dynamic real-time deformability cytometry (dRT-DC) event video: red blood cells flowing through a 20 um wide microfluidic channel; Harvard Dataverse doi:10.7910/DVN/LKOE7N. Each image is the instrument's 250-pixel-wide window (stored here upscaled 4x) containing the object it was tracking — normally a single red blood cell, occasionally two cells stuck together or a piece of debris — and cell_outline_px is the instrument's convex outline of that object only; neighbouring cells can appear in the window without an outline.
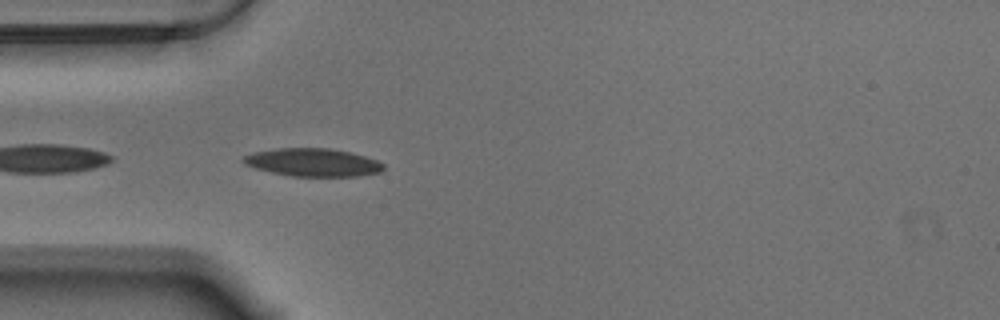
{"species": "Egyptian fruit bat (a non-hibernating species)", "species_latin": "Rousettus aegyptiacus", "temperature_condition": "warm", "stored_images_in_passage": 7, "camera_frame_rate_fps": 3000, "um_per_image_px": 0.085, "animal": {"sex": "male"}, "frame": {"image": 1, "passage_image": 2, "time_ms": 0.333, "image_size_px": [1000, 320], "cell_outline_px": [[384, 168], [380, 172], [356, 176], [292, 176], [272, 172], [256, 168], [244, 164], [240, 160], [244, 156], [252, 152], [276, 148], [332, 148], [364, 156], [376, 160], [384, 164]], "centroid_in_image_um": [26.56, 13.79], "position_along_channel_um": 58.4, "area_um2": 22.77}}